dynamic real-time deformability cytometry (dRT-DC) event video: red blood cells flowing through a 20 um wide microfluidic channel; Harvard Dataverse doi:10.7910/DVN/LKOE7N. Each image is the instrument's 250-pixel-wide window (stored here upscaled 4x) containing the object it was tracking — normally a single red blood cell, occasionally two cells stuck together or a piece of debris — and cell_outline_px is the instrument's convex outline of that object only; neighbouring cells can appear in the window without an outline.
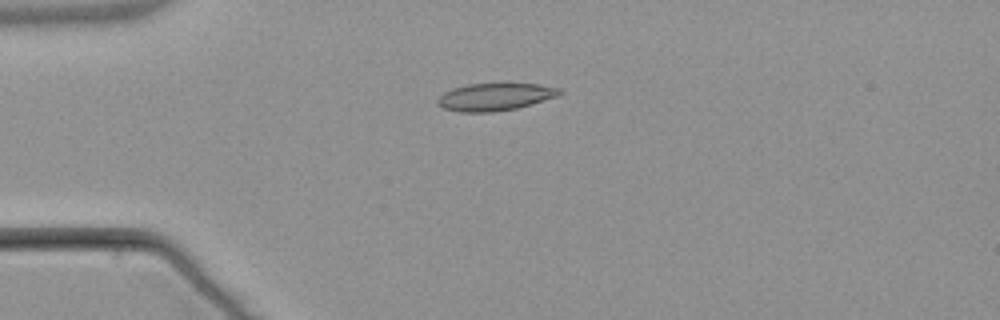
{"species": "common noctule bat (a hibernating species)", "species_latin": "Nyctalus noctula", "temperature_condition": "warm", "stored_images_in_passage": 4, "camera_frame_rate_fps": 3000, "um_per_image_px": 0.085, "animal": {"sex": "male", "body_mass_g": 21.5, "forearm_length_mm": 52.0}, "frame": {"image": 1, "passage_image": 4, "time_ms": 3.333, "image_size_px": [1000, 320], "cell_outline_px": [[564, 92], [556, 96], [532, 104], [516, 108], [492, 112], [460, 112], [444, 108], [436, 104], [436, 100], [444, 92], [452, 88], [468, 84], [508, 80], [540, 84], [560, 88]], "centroid_in_image_um": [42.11, 8.17], "position_along_channel_um": 42.9, "area_um2": 20.46}}